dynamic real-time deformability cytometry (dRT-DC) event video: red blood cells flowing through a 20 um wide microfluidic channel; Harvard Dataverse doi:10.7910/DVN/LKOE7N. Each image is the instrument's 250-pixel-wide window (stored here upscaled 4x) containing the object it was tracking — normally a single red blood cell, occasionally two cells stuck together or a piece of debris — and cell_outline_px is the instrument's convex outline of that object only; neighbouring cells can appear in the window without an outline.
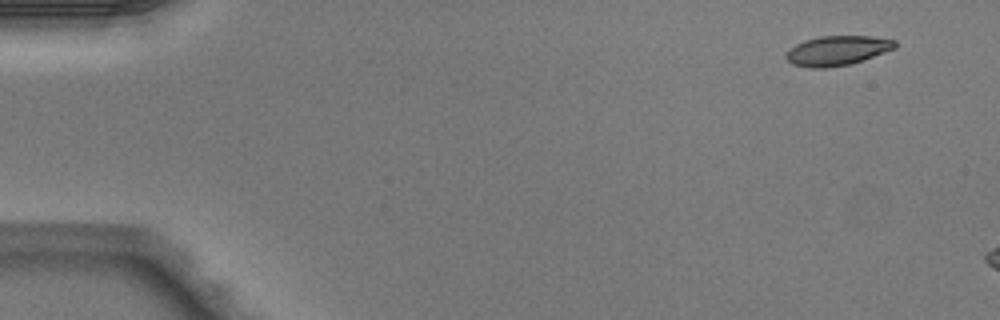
{"species": "Egyptian fruit bat (a non-hibernating species)", "species_latin": "Rousettus aegyptiacus", "temperature_condition": "warm", "stored_images_in_passage": 2, "camera_frame_rate_fps": 3000, "um_per_image_px": 0.085, "animal": {"sex": "male"}, "frame": {"image": 1, "passage_image": 1, "time_ms": 0.0, "image_size_px": [1000, 320], "cell_outline_px": [[896, 48], [864, 60], [848, 64], [828, 68], [808, 68], [792, 64], [784, 56], [788, 48], [804, 40], [820, 36], [872, 36], [896, 40]], "centroid_in_image_um": [71.14, 4.3], "position_along_channel_um": 13.9, "area_um2": 19.02}}